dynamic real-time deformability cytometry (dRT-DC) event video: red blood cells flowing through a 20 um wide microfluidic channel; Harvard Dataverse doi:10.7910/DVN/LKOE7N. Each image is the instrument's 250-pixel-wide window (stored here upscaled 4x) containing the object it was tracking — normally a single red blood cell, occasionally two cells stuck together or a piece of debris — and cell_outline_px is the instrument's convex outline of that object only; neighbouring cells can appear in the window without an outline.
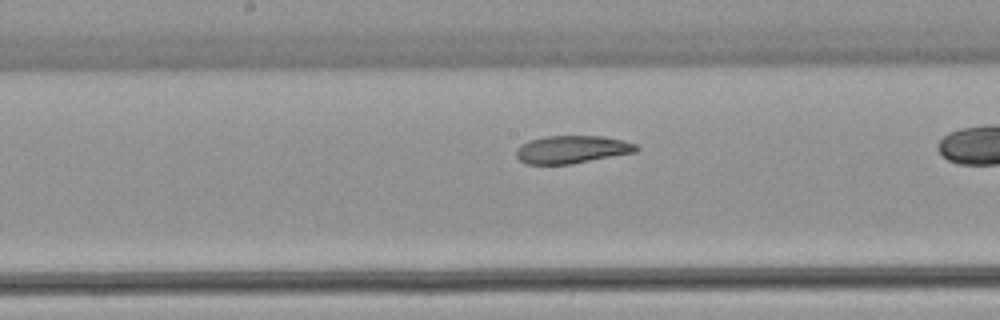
{"species": "common noctule bat (a hibernating species)", "species_latin": "Nyctalus noctula", "temperature_condition": "warm", "stored_images_in_passage": 33, "camera_frame_rate_fps": 3000, "um_per_image_px": 0.085, "animal": {"sex": "female", "body_mass_g": 22.7, "forearm_length_mm": 54.2}, "frame": {"image": 1, "passage_image": 19, "time_ms": 6.0, "image_size_px": [1000, 320], "cell_outline_px": [[640, 148], [636, 152], [572, 164], [524, 164], [516, 156], [516, 148], [528, 140], [548, 136], [604, 136], [636, 144]], "centroid_in_image_um": [48.6, 12.71], "position_along_channel_um": 199.6, "area_um2": 19.48}}